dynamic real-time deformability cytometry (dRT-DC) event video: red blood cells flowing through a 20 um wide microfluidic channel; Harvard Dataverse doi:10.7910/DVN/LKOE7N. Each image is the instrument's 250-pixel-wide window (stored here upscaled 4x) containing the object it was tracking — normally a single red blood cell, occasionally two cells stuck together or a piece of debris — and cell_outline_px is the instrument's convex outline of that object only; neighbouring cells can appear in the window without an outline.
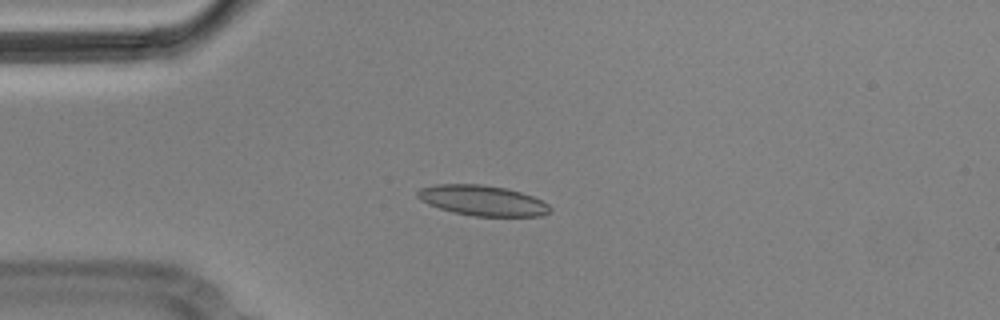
{"species": "Egyptian fruit bat (a non-hibernating species)", "species_latin": "Rousettus aegyptiacus", "temperature_condition": "cold", "stored_images_in_passage": 3, "camera_frame_rate_fps": 3000, "um_per_image_px": 0.085, "animal": {"sex": "male"}, "frame": {"image": 1, "passage_image": 3, "time_ms": 0.667, "image_size_px": [1000, 320], "cell_outline_px": [[552, 208], [548, 212], [540, 216], [472, 216], [452, 212], [428, 204], [420, 200], [416, 196], [416, 192], [420, 188], [436, 184], [480, 184], [504, 188], [520, 192], [532, 196], [548, 204]], "centroid_in_image_um": [40.97, 17.04], "position_along_channel_um": 44.0, "area_um2": 23.35}}